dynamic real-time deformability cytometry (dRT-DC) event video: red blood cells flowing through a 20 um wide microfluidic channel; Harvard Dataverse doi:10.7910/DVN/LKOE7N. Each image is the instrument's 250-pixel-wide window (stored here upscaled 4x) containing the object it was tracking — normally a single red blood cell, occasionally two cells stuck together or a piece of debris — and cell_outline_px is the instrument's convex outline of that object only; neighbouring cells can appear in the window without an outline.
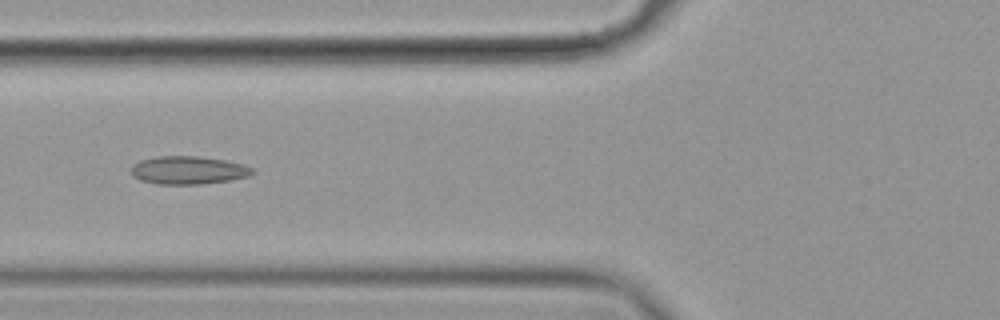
{"species": "common noctule bat (a hibernating species)", "species_latin": "Nyctalus noctula", "temperature_condition": "cold", "stored_images_in_passage": 8, "camera_frame_rate_fps": 3000, "um_per_image_px": 0.085, "animal": {"sex": "female", "body_mass_g": 19.9}, "frame": {"image": 1, "passage_image": 7, "time_ms": 2.0, "image_size_px": [1000, 320], "cell_outline_px": [[256, 172], [248, 176], [228, 180], [200, 184], [156, 184], [140, 180], [132, 176], [132, 164], [140, 160], [156, 156], [196, 156], [224, 160], [244, 164], [252, 168]], "centroid_in_image_um": [15.98, 14.46], "position_along_channel_um": 109.8, "area_um2": 19.83}}
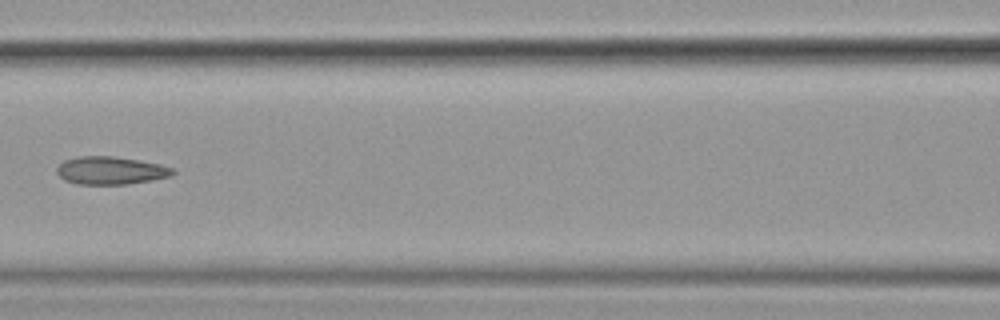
{"frame": {"image": 2, "passage_image": 8, "time_ms": 2.333, "image_size_px": [1000, 320], "cell_outline_px": [[176, 172], [172, 176], [152, 180], [128, 184], [76, 184], [64, 180], [56, 172], [56, 168], [64, 160], [80, 156], [112, 156], [160, 164], [176, 168]], "centroid_in_image_um": [9.43, 14.5], "position_along_channel_um": 157.2, "area_um2": 18.9}}